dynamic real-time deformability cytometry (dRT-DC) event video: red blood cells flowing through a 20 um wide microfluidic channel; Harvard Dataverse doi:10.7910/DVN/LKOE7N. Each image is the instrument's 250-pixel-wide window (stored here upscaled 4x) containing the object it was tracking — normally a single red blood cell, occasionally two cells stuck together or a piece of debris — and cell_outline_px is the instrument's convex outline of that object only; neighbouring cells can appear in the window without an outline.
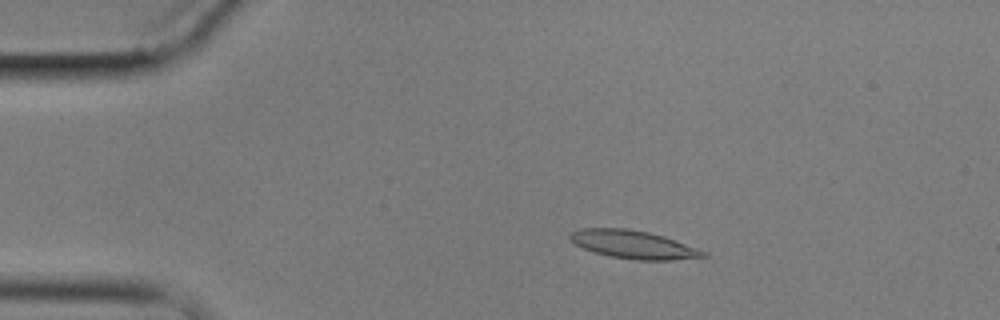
{"species": "common noctule bat (a hibernating species)", "species_latin": "Nyctalus noctula", "temperature_condition": "cold", "stored_images_in_passage": 6, "camera_frame_rate_fps": 3000, "um_per_image_px": 0.085, "animal": {"sex": "male", "body_mass_g": 17.9}, "frame": {"image": 1, "passage_image": 3, "time_ms": 3.0, "image_size_px": [1000, 320], "cell_outline_px": [[708, 256], [672, 260], [632, 260], [608, 256], [584, 248], [576, 244], [568, 236], [572, 232], [580, 228], [624, 228], [648, 232], [664, 236], [708, 252]], "centroid_in_image_um": [53.86, 20.79], "position_along_channel_um": 31.1, "area_um2": 21.73}}
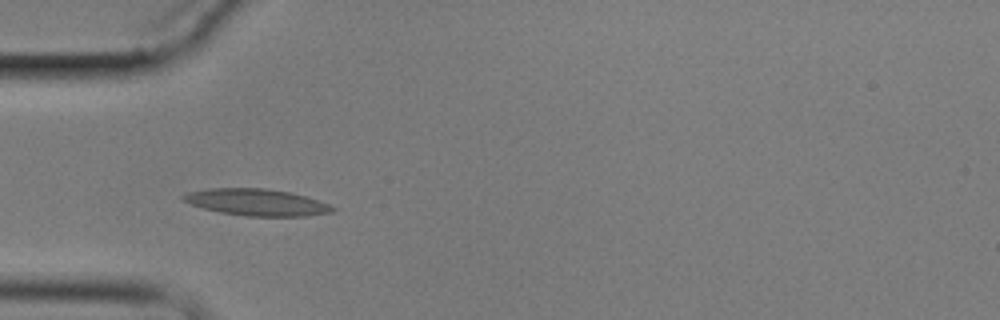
{"frame": {"image": 2, "passage_image": 5, "time_ms": 5.333, "image_size_px": [1000, 320], "cell_outline_px": [[336, 208], [332, 212], [304, 216], [244, 216], [220, 212], [204, 208], [180, 200], [180, 196], [188, 192], [208, 188], [268, 188], [292, 192], [308, 196], [328, 204]], "centroid_in_image_um": [21.81, 17.18], "position_along_channel_um": 63.2, "area_um2": 23.41}}
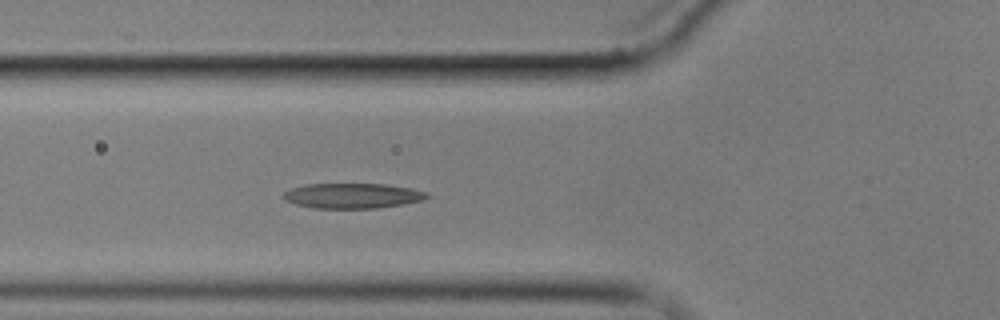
{"frame": {"image": 3, "passage_image": 6, "time_ms": 6.333, "image_size_px": [1000, 320], "cell_outline_px": [[432, 196], [424, 200], [376, 208], [316, 208], [296, 204], [284, 200], [284, 192], [292, 188], [308, 184], [384, 184], [412, 188], [428, 192]], "centroid_in_image_um": [30.01, 16.63], "position_along_channel_um": 95.8, "area_um2": 20.92}}